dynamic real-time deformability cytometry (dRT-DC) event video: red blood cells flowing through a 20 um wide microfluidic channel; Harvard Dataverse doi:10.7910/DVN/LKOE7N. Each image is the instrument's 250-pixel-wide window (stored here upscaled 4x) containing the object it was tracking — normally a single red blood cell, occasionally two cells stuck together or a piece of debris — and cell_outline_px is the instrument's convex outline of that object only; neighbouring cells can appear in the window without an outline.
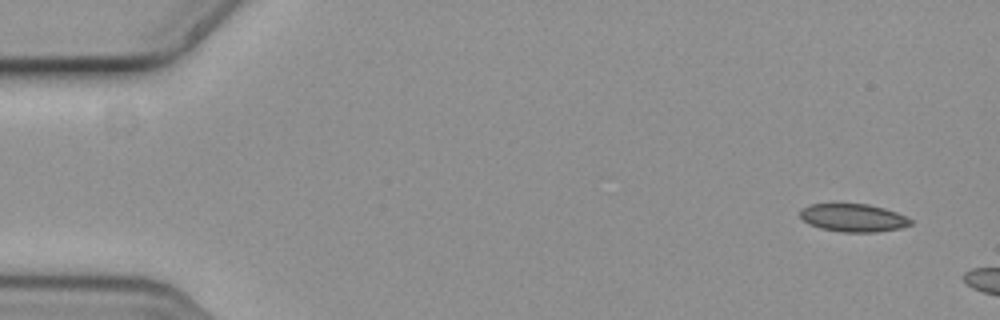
{"species": "common noctule bat (a hibernating species)", "species_latin": "Nyctalus noctula", "temperature_condition": "cold", "stored_images_in_passage": 2, "camera_frame_rate_fps": 3000, "um_per_image_px": 0.085, "animal": {"sex": "female", "body_mass_g": 19.3, "forearm_length_mm": 54.1}, "frame": {"image": 1, "passage_image": 2, "time_ms": 0.333, "image_size_px": [1000, 320], "cell_outline_px": [[912, 224], [900, 228], [876, 232], [840, 232], [820, 228], [808, 224], [800, 216], [800, 208], [808, 204], [868, 204], [884, 208], [896, 212], [912, 220]], "centroid_in_image_um": [72.49, 18.51], "position_along_channel_um": 12.5, "area_um2": 18.03}}